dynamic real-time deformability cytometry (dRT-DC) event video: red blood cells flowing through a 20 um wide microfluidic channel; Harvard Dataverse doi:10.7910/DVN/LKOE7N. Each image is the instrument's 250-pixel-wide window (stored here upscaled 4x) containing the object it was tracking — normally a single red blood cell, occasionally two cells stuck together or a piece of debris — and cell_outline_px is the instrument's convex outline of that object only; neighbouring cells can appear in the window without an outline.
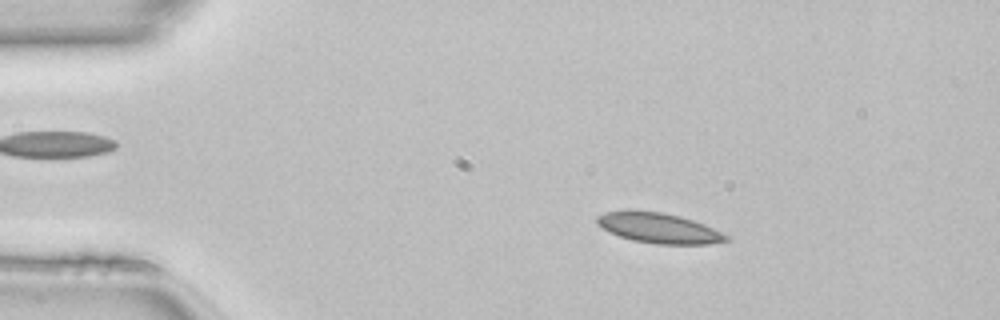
{"species": "common noctule bat (a hibernating species)", "species_latin": "Nyctalus noctula", "temperature_condition": "room temperature", "stored_images_in_passage": 48, "camera_frame_rate_fps": 3000, "um_per_image_px": 0.085, "animal": {"sex": "female", "body_mass_g": 22.7, "forearm_length_mm": 54.2}, "frame": {"image": 1, "passage_image": 7, "time_ms": 2.0, "image_size_px": [1000, 320], "cell_outline_px": [[728, 240], [708, 244], [656, 244], [632, 240], [608, 232], [596, 224], [596, 216], [604, 212], [628, 208], [660, 212], [680, 216], [704, 224], [728, 236]], "centroid_in_image_um": [55.89, 19.35], "position_along_channel_um": 29.1, "area_um2": 23.0}}
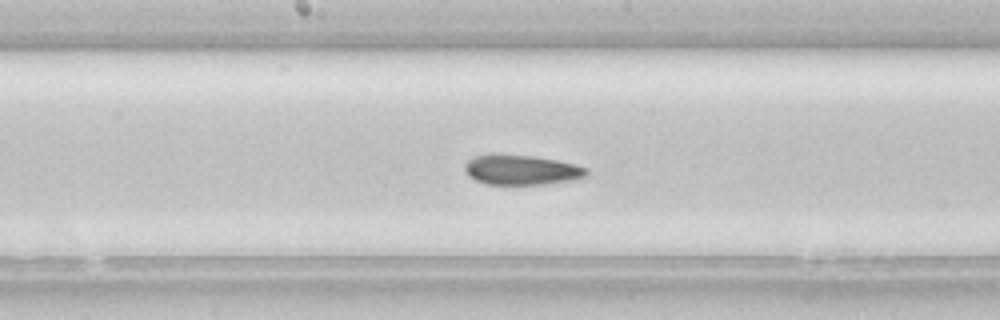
{"frame": {"image": 2, "passage_image": 24, "time_ms": 7.667, "image_size_px": [1000, 320], "cell_outline_px": [[588, 176], [580, 180], [544, 184], [488, 184], [476, 180], [464, 168], [464, 164], [472, 156], [492, 152], [536, 156], [576, 164], [588, 168]], "centroid_in_image_um": [44.37, 14.41], "position_along_channel_um": 203.8, "area_um2": 21.85}}
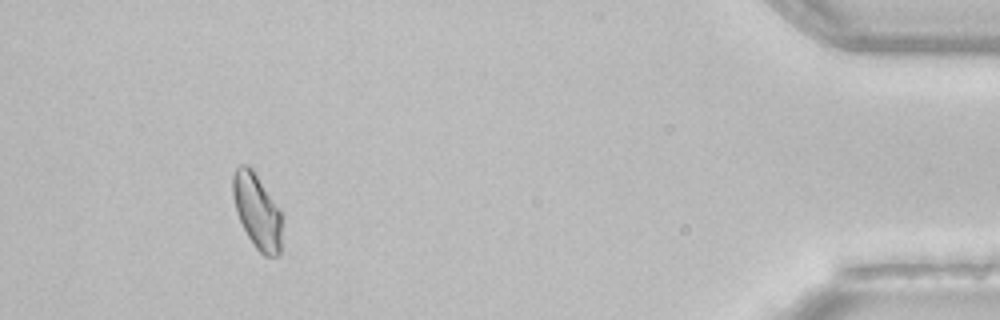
{"frame": {"image": 3, "passage_image": 44, "time_ms": 14.333, "image_size_px": [1000, 320], "cell_outline_px": [[284, 216], [280, 256], [264, 256], [252, 244], [236, 212], [232, 192], [232, 176], [236, 168], [240, 164], [248, 164], [252, 168]], "centroid_in_image_um": [21.88, 17.97], "position_along_channel_um": 413.3, "area_um2": 21.85}}